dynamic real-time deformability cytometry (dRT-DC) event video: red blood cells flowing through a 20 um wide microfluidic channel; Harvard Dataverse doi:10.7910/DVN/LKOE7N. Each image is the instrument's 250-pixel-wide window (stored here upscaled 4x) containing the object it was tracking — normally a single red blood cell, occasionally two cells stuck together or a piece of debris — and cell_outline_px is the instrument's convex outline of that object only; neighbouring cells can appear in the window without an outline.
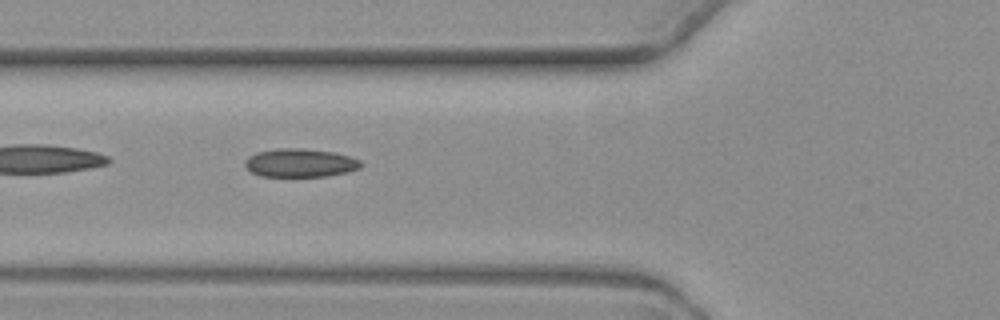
{"species": "common noctule bat (a hibernating species)", "species_latin": "Nyctalus noctula", "temperature_condition": "warm", "stored_images_in_passage": 4, "camera_frame_rate_fps": 3000, "um_per_image_px": 0.085, "animal": {"sex": "female", "body_mass_g": 19.3, "forearm_length_mm": 54.1}, "frame": {"image": 1, "passage_image": 4, "time_ms": 4.333, "image_size_px": [1000, 320], "cell_outline_px": [[364, 164], [360, 168], [348, 172], [324, 176], [260, 176], [252, 172], [244, 164], [244, 160], [248, 156], [256, 152], [280, 148], [300, 148], [336, 152], [360, 160]], "centroid_in_image_um": [25.52, 13.84], "position_along_channel_um": 100.3, "area_um2": 19.25}}